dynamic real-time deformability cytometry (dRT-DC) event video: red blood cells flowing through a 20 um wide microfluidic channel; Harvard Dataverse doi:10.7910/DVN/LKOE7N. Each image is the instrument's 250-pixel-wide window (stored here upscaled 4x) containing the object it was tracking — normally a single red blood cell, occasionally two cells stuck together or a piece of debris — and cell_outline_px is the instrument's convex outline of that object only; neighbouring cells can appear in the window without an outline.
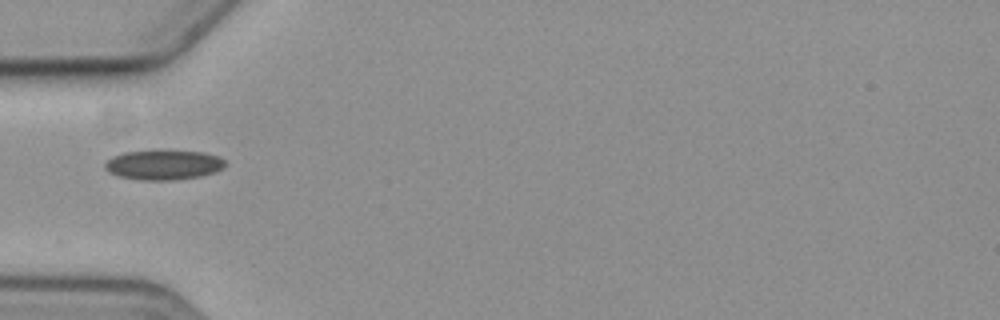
{"species": "common noctule bat (a hibernating species)", "species_latin": "Nyctalus noctula", "temperature_condition": "cold", "stored_images_in_passage": 4, "camera_frame_rate_fps": 3000, "um_per_image_px": 0.085, "animal": {"sex": "female", "body_mass_g": 19.3, "forearm_length_mm": 54.1}, "frame": {"image": 1, "passage_image": 1, "time_ms": 0.0, "image_size_px": [1000, 320], "cell_outline_px": [[228, 164], [216, 172], [200, 176], [176, 180], [140, 180], [120, 176], [108, 172], [104, 168], [104, 164], [112, 156], [124, 152], [204, 152], [220, 156]], "centroid_in_image_um": [13.93, 14.04], "position_along_channel_um": 71.1, "area_um2": 20.58}}
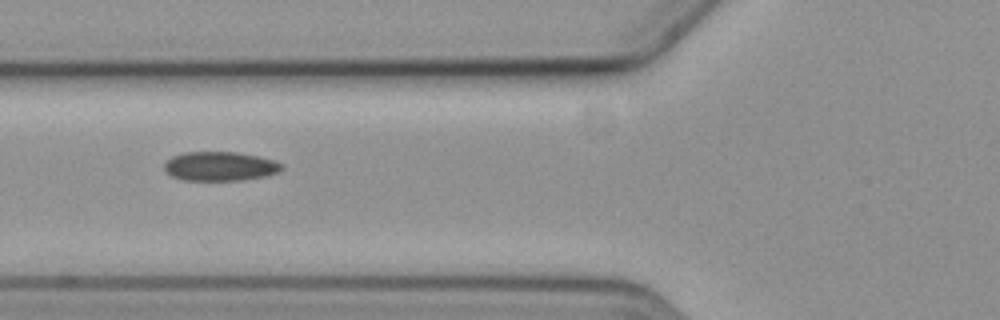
{"frame": {"image": 2, "passage_image": 2, "time_ms": 1.0, "image_size_px": [1000, 320], "cell_outline_px": [[284, 168], [280, 172], [268, 176], [240, 180], [184, 180], [172, 176], [164, 168], [164, 164], [172, 156], [184, 152], [236, 152], [256, 156], [272, 160], [284, 164]], "centroid_in_image_um": [18.74, 14.13], "position_along_channel_um": 107.1, "area_um2": 19.94}}
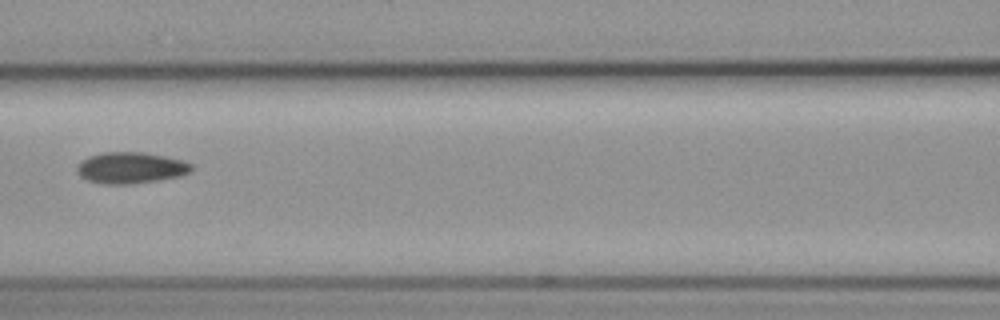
{"frame": {"image": 3, "passage_image": 3, "time_ms": 2.333, "image_size_px": [1000, 320], "cell_outline_px": [[192, 168], [188, 172], [180, 176], [132, 184], [104, 184], [88, 180], [80, 176], [76, 172], [76, 168], [88, 156], [100, 152], [144, 152], [184, 160], [192, 164]], "centroid_in_image_um": [11.1, 14.25], "position_along_channel_um": 155.5, "area_um2": 20.81}}